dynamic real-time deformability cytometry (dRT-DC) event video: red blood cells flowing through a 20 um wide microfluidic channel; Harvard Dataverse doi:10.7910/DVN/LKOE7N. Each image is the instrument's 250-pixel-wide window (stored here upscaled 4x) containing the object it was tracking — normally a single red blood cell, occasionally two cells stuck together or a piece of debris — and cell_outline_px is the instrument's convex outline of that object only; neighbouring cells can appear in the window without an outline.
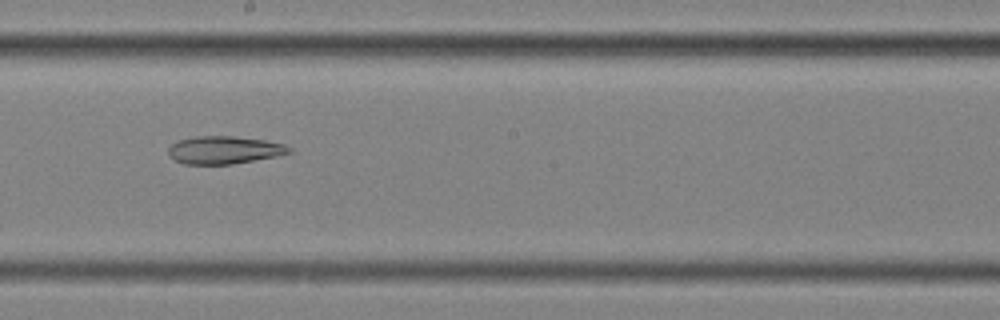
{"species": "common noctule bat (a hibernating species)", "species_latin": "Nyctalus noctula", "temperature_condition": "cold", "stored_images_in_passage": 57, "segment_of_instrument_passage": [2, 2], "camera_frame_rate_fps": 3000, "um_per_image_px": 0.085, "animal": {"sex": "female", "body_mass_g": 25.1}, "frame": {"image": 1, "passage_image": 32, "time_ms": 10.333, "image_size_px": [1000, 320], "cell_outline_px": [[292, 152], [276, 156], [232, 164], [184, 164], [168, 156], [168, 148], [172, 144], [180, 140], [196, 136], [236, 136], [264, 140], [284, 144], [292, 148]], "centroid_in_image_um": [19.06, 12.75], "position_along_channel_um": 229.1, "area_um2": 19.48}}
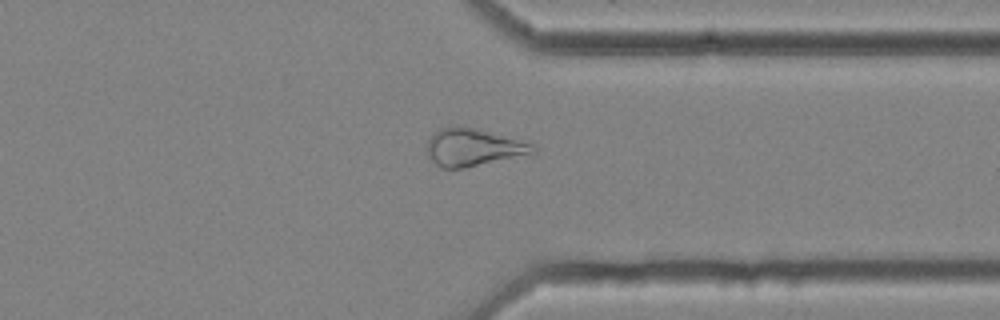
{"frame": {"image": 2, "passage_image": 44, "time_ms": 14.333, "image_size_px": [1000, 320], "cell_outline_px": [[540, 148], [536, 152], [464, 168], [440, 168], [428, 156], [428, 140], [440, 128], [456, 124], [476, 128], [528, 140]], "centroid_in_image_um": [40.29, 12.49], "position_along_channel_um": 371.1, "area_um2": 23.52}}
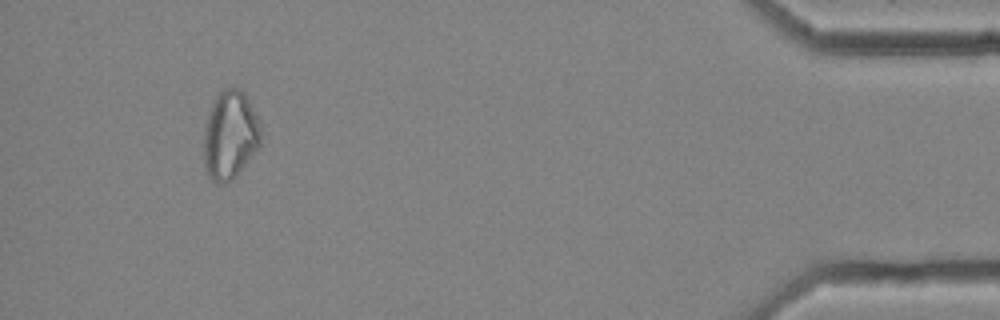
{"frame": {"image": 3, "passage_image": 53, "time_ms": 17.333, "image_size_px": [1000, 320], "cell_outline_px": [[260, 144], [232, 180], [224, 184], [216, 184], [212, 180], [204, 164], [204, 128], [212, 104], [216, 96], [224, 88], [236, 88], [244, 92], [260, 120]], "centroid_in_image_um": [19.55, 11.48], "position_along_channel_um": 415.7, "area_um2": 29.13}}